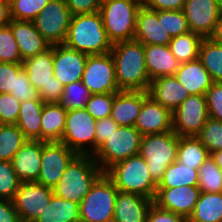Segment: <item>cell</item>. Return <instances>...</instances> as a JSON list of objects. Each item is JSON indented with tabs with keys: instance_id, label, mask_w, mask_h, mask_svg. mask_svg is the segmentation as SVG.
<instances>
[{
	"instance_id": "cell-1",
	"label": "cell",
	"mask_w": 222,
	"mask_h": 222,
	"mask_svg": "<svg viewBox=\"0 0 222 222\" xmlns=\"http://www.w3.org/2000/svg\"><path fill=\"white\" fill-rule=\"evenodd\" d=\"M110 53L115 62L119 90L148 91L151 81L145 63L144 44L136 40L116 42Z\"/></svg>"
},
{
	"instance_id": "cell-2",
	"label": "cell",
	"mask_w": 222,
	"mask_h": 222,
	"mask_svg": "<svg viewBox=\"0 0 222 222\" xmlns=\"http://www.w3.org/2000/svg\"><path fill=\"white\" fill-rule=\"evenodd\" d=\"M64 44L87 55L109 53L113 46L99 12L72 15Z\"/></svg>"
},
{
	"instance_id": "cell-3",
	"label": "cell",
	"mask_w": 222,
	"mask_h": 222,
	"mask_svg": "<svg viewBox=\"0 0 222 222\" xmlns=\"http://www.w3.org/2000/svg\"><path fill=\"white\" fill-rule=\"evenodd\" d=\"M103 173L93 156L77 155L53 187V194L80 204Z\"/></svg>"
},
{
	"instance_id": "cell-4",
	"label": "cell",
	"mask_w": 222,
	"mask_h": 222,
	"mask_svg": "<svg viewBox=\"0 0 222 222\" xmlns=\"http://www.w3.org/2000/svg\"><path fill=\"white\" fill-rule=\"evenodd\" d=\"M147 168L145 159L138 154L115 163L104 173L119 191L137 193L154 200L157 184Z\"/></svg>"
},
{
	"instance_id": "cell-5",
	"label": "cell",
	"mask_w": 222,
	"mask_h": 222,
	"mask_svg": "<svg viewBox=\"0 0 222 222\" xmlns=\"http://www.w3.org/2000/svg\"><path fill=\"white\" fill-rule=\"evenodd\" d=\"M141 6L135 0H102L99 13L112 44L134 40L137 14Z\"/></svg>"
},
{
	"instance_id": "cell-6",
	"label": "cell",
	"mask_w": 222,
	"mask_h": 222,
	"mask_svg": "<svg viewBox=\"0 0 222 222\" xmlns=\"http://www.w3.org/2000/svg\"><path fill=\"white\" fill-rule=\"evenodd\" d=\"M179 136L174 132L143 135L139 148L153 181L158 185L166 168L177 160Z\"/></svg>"
},
{
	"instance_id": "cell-7",
	"label": "cell",
	"mask_w": 222,
	"mask_h": 222,
	"mask_svg": "<svg viewBox=\"0 0 222 222\" xmlns=\"http://www.w3.org/2000/svg\"><path fill=\"white\" fill-rule=\"evenodd\" d=\"M118 191L103 173L79 204L80 219L84 222H113Z\"/></svg>"
},
{
	"instance_id": "cell-8",
	"label": "cell",
	"mask_w": 222,
	"mask_h": 222,
	"mask_svg": "<svg viewBox=\"0 0 222 222\" xmlns=\"http://www.w3.org/2000/svg\"><path fill=\"white\" fill-rule=\"evenodd\" d=\"M142 136L135 127L119 126L94 153L96 163L105 172L115 163L138 155Z\"/></svg>"
},
{
	"instance_id": "cell-9",
	"label": "cell",
	"mask_w": 222,
	"mask_h": 222,
	"mask_svg": "<svg viewBox=\"0 0 222 222\" xmlns=\"http://www.w3.org/2000/svg\"><path fill=\"white\" fill-rule=\"evenodd\" d=\"M96 121L86 108L68 110L61 142L77 155L93 156L96 152ZM86 143L92 145L91 149L86 150Z\"/></svg>"
},
{
	"instance_id": "cell-10",
	"label": "cell",
	"mask_w": 222,
	"mask_h": 222,
	"mask_svg": "<svg viewBox=\"0 0 222 222\" xmlns=\"http://www.w3.org/2000/svg\"><path fill=\"white\" fill-rule=\"evenodd\" d=\"M72 14L65 0H50L33 20L37 31L51 44H64Z\"/></svg>"
},
{
	"instance_id": "cell-11",
	"label": "cell",
	"mask_w": 222,
	"mask_h": 222,
	"mask_svg": "<svg viewBox=\"0 0 222 222\" xmlns=\"http://www.w3.org/2000/svg\"><path fill=\"white\" fill-rule=\"evenodd\" d=\"M82 83L91 94L117 93L115 62L111 53L88 55Z\"/></svg>"
},
{
	"instance_id": "cell-12",
	"label": "cell",
	"mask_w": 222,
	"mask_h": 222,
	"mask_svg": "<svg viewBox=\"0 0 222 222\" xmlns=\"http://www.w3.org/2000/svg\"><path fill=\"white\" fill-rule=\"evenodd\" d=\"M205 95H189L173 112V131L178 136H197L209 119Z\"/></svg>"
},
{
	"instance_id": "cell-13",
	"label": "cell",
	"mask_w": 222,
	"mask_h": 222,
	"mask_svg": "<svg viewBox=\"0 0 222 222\" xmlns=\"http://www.w3.org/2000/svg\"><path fill=\"white\" fill-rule=\"evenodd\" d=\"M77 154L61 141H42L40 174L37 183L52 188Z\"/></svg>"
},
{
	"instance_id": "cell-14",
	"label": "cell",
	"mask_w": 222,
	"mask_h": 222,
	"mask_svg": "<svg viewBox=\"0 0 222 222\" xmlns=\"http://www.w3.org/2000/svg\"><path fill=\"white\" fill-rule=\"evenodd\" d=\"M52 188L37 182H21L12 202L22 222H34L49 205Z\"/></svg>"
},
{
	"instance_id": "cell-15",
	"label": "cell",
	"mask_w": 222,
	"mask_h": 222,
	"mask_svg": "<svg viewBox=\"0 0 222 222\" xmlns=\"http://www.w3.org/2000/svg\"><path fill=\"white\" fill-rule=\"evenodd\" d=\"M189 30L209 38L222 13L214 0H186L183 7Z\"/></svg>"
},
{
	"instance_id": "cell-16",
	"label": "cell",
	"mask_w": 222,
	"mask_h": 222,
	"mask_svg": "<svg viewBox=\"0 0 222 222\" xmlns=\"http://www.w3.org/2000/svg\"><path fill=\"white\" fill-rule=\"evenodd\" d=\"M200 193L198 186L157 188L154 204L188 220L195 209Z\"/></svg>"
},
{
	"instance_id": "cell-17",
	"label": "cell",
	"mask_w": 222,
	"mask_h": 222,
	"mask_svg": "<svg viewBox=\"0 0 222 222\" xmlns=\"http://www.w3.org/2000/svg\"><path fill=\"white\" fill-rule=\"evenodd\" d=\"M87 54L67 47L53 45V75L64 86L82 80Z\"/></svg>"
},
{
	"instance_id": "cell-18",
	"label": "cell",
	"mask_w": 222,
	"mask_h": 222,
	"mask_svg": "<svg viewBox=\"0 0 222 222\" xmlns=\"http://www.w3.org/2000/svg\"><path fill=\"white\" fill-rule=\"evenodd\" d=\"M134 127L142 134H161L173 131L172 112L147 96Z\"/></svg>"
},
{
	"instance_id": "cell-19",
	"label": "cell",
	"mask_w": 222,
	"mask_h": 222,
	"mask_svg": "<svg viewBox=\"0 0 222 222\" xmlns=\"http://www.w3.org/2000/svg\"><path fill=\"white\" fill-rule=\"evenodd\" d=\"M172 37L162 25V10L139 8L134 40L144 45H169Z\"/></svg>"
},
{
	"instance_id": "cell-20",
	"label": "cell",
	"mask_w": 222,
	"mask_h": 222,
	"mask_svg": "<svg viewBox=\"0 0 222 222\" xmlns=\"http://www.w3.org/2000/svg\"><path fill=\"white\" fill-rule=\"evenodd\" d=\"M8 25L12 30L23 61L51 48V44L37 31L33 21L11 19Z\"/></svg>"
},
{
	"instance_id": "cell-21",
	"label": "cell",
	"mask_w": 222,
	"mask_h": 222,
	"mask_svg": "<svg viewBox=\"0 0 222 222\" xmlns=\"http://www.w3.org/2000/svg\"><path fill=\"white\" fill-rule=\"evenodd\" d=\"M42 140H27L11 160L21 182H37L40 174Z\"/></svg>"
},
{
	"instance_id": "cell-22",
	"label": "cell",
	"mask_w": 222,
	"mask_h": 222,
	"mask_svg": "<svg viewBox=\"0 0 222 222\" xmlns=\"http://www.w3.org/2000/svg\"><path fill=\"white\" fill-rule=\"evenodd\" d=\"M154 200L137 193L118 191L113 222H146Z\"/></svg>"
},
{
	"instance_id": "cell-23",
	"label": "cell",
	"mask_w": 222,
	"mask_h": 222,
	"mask_svg": "<svg viewBox=\"0 0 222 222\" xmlns=\"http://www.w3.org/2000/svg\"><path fill=\"white\" fill-rule=\"evenodd\" d=\"M148 96L173 112L188 96L182 83L174 76H162L150 82Z\"/></svg>"
},
{
	"instance_id": "cell-24",
	"label": "cell",
	"mask_w": 222,
	"mask_h": 222,
	"mask_svg": "<svg viewBox=\"0 0 222 222\" xmlns=\"http://www.w3.org/2000/svg\"><path fill=\"white\" fill-rule=\"evenodd\" d=\"M148 96L147 91L120 90L115 93L110 117L119 126H132L139 115L143 100Z\"/></svg>"
},
{
	"instance_id": "cell-25",
	"label": "cell",
	"mask_w": 222,
	"mask_h": 222,
	"mask_svg": "<svg viewBox=\"0 0 222 222\" xmlns=\"http://www.w3.org/2000/svg\"><path fill=\"white\" fill-rule=\"evenodd\" d=\"M145 63L150 81L162 76H174L180 63L169 45H144Z\"/></svg>"
},
{
	"instance_id": "cell-26",
	"label": "cell",
	"mask_w": 222,
	"mask_h": 222,
	"mask_svg": "<svg viewBox=\"0 0 222 222\" xmlns=\"http://www.w3.org/2000/svg\"><path fill=\"white\" fill-rule=\"evenodd\" d=\"M174 77L183 84L189 95H205L213 84L199 59L180 64Z\"/></svg>"
},
{
	"instance_id": "cell-27",
	"label": "cell",
	"mask_w": 222,
	"mask_h": 222,
	"mask_svg": "<svg viewBox=\"0 0 222 222\" xmlns=\"http://www.w3.org/2000/svg\"><path fill=\"white\" fill-rule=\"evenodd\" d=\"M30 83L37 89L45 87L52 81L53 45L46 52L32 56L22 62Z\"/></svg>"
},
{
	"instance_id": "cell-28",
	"label": "cell",
	"mask_w": 222,
	"mask_h": 222,
	"mask_svg": "<svg viewBox=\"0 0 222 222\" xmlns=\"http://www.w3.org/2000/svg\"><path fill=\"white\" fill-rule=\"evenodd\" d=\"M44 102L41 99L20 104L16 125L28 140H41V116Z\"/></svg>"
},
{
	"instance_id": "cell-29",
	"label": "cell",
	"mask_w": 222,
	"mask_h": 222,
	"mask_svg": "<svg viewBox=\"0 0 222 222\" xmlns=\"http://www.w3.org/2000/svg\"><path fill=\"white\" fill-rule=\"evenodd\" d=\"M67 111L58 103H44L41 116V140L61 141Z\"/></svg>"
},
{
	"instance_id": "cell-30",
	"label": "cell",
	"mask_w": 222,
	"mask_h": 222,
	"mask_svg": "<svg viewBox=\"0 0 222 222\" xmlns=\"http://www.w3.org/2000/svg\"><path fill=\"white\" fill-rule=\"evenodd\" d=\"M80 219L79 204L52 195L49 205L34 222H73Z\"/></svg>"
},
{
	"instance_id": "cell-31",
	"label": "cell",
	"mask_w": 222,
	"mask_h": 222,
	"mask_svg": "<svg viewBox=\"0 0 222 222\" xmlns=\"http://www.w3.org/2000/svg\"><path fill=\"white\" fill-rule=\"evenodd\" d=\"M211 154L196 136H179L177 161L198 170Z\"/></svg>"
},
{
	"instance_id": "cell-32",
	"label": "cell",
	"mask_w": 222,
	"mask_h": 222,
	"mask_svg": "<svg viewBox=\"0 0 222 222\" xmlns=\"http://www.w3.org/2000/svg\"><path fill=\"white\" fill-rule=\"evenodd\" d=\"M188 222H222V193H200Z\"/></svg>"
},
{
	"instance_id": "cell-33",
	"label": "cell",
	"mask_w": 222,
	"mask_h": 222,
	"mask_svg": "<svg viewBox=\"0 0 222 222\" xmlns=\"http://www.w3.org/2000/svg\"><path fill=\"white\" fill-rule=\"evenodd\" d=\"M198 177V170L182 165L176 160L166 168L157 188L198 186Z\"/></svg>"
},
{
	"instance_id": "cell-34",
	"label": "cell",
	"mask_w": 222,
	"mask_h": 222,
	"mask_svg": "<svg viewBox=\"0 0 222 222\" xmlns=\"http://www.w3.org/2000/svg\"><path fill=\"white\" fill-rule=\"evenodd\" d=\"M198 59L209 72L213 82H222V44L203 38Z\"/></svg>"
},
{
	"instance_id": "cell-35",
	"label": "cell",
	"mask_w": 222,
	"mask_h": 222,
	"mask_svg": "<svg viewBox=\"0 0 222 222\" xmlns=\"http://www.w3.org/2000/svg\"><path fill=\"white\" fill-rule=\"evenodd\" d=\"M203 38L194 32L173 37L169 43L172 54L180 64L198 59L199 47Z\"/></svg>"
},
{
	"instance_id": "cell-36",
	"label": "cell",
	"mask_w": 222,
	"mask_h": 222,
	"mask_svg": "<svg viewBox=\"0 0 222 222\" xmlns=\"http://www.w3.org/2000/svg\"><path fill=\"white\" fill-rule=\"evenodd\" d=\"M27 140L16 124H5L0 129V160L11 161Z\"/></svg>"
},
{
	"instance_id": "cell-37",
	"label": "cell",
	"mask_w": 222,
	"mask_h": 222,
	"mask_svg": "<svg viewBox=\"0 0 222 222\" xmlns=\"http://www.w3.org/2000/svg\"><path fill=\"white\" fill-rule=\"evenodd\" d=\"M198 176L201 193H222V170L211 156L198 169Z\"/></svg>"
},
{
	"instance_id": "cell-38",
	"label": "cell",
	"mask_w": 222,
	"mask_h": 222,
	"mask_svg": "<svg viewBox=\"0 0 222 222\" xmlns=\"http://www.w3.org/2000/svg\"><path fill=\"white\" fill-rule=\"evenodd\" d=\"M90 96L91 93L88 88L80 80L64 86L63 94L58 104L66 111L85 108Z\"/></svg>"
},
{
	"instance_id": "cell-39",
	"label": "cell",
	"mask_w": 222,
	"mask_h": 222,
	"mask_svg": "<svg viewBox=\"0 0 222 222\" xmlns=\"http://www.w3.org/2000/svg\"><path fill=\"white\" fill-rule=\"evenodd\" d=\"M11 19L33 21L50 0H9Z\"/></svg>"
},
{
	"instance_id": "cell-40",
	"label": "cell",
	"mask_w": 222,
	"mask_h": 222,
	"mask_svg": "<svg viewBox=\"0 0 222 222\" xmlns=\"http://www.w3.org/2000/svg\"><path fill=\"white\" fill-rule=\"evenodd\" d=\"M20 184L12 162L0 160V199L12 201Z\"/></svg>"
},
{
	"instance_id": "cell-41",
	"label": "cell",
	"mask_w": 222,
	"mask_h": 222,
	"mask_svg": "<svg viewBox=\"0 0 222 222\" xmlns=\"http://www.w3.org/2000/svg\"><path fill=\"white\" fill-rule=\"evenodd\" d=\"M0 62H23L17 42L9 25L0 27Z\"/></svg>"
},
{
	"instance_id": "cell-42",
	"label": "cell",
	"mask_w": 222,
	"mask_h": 222,
	"mask_svg": "<svg viewBox=\"0 0 222 222\" xmlns=\"http://www.w3.org/2000/svg\"><path fill=\"white\" fill-rule=\"evenodd\" d=\"M196 137L210 154L222 150V122L209 118Z\"/></svg>"
},
{
	"instance_id": "cell-43",
	"label": "cell",
	"mask_w": 222,
	"mask_h": 222,
	"mask_svg": "<svg viewBox=\"0 0 222 222\" xmlns=\"http://www.w3.org/2000/svg\"><path fill=\"white\" fill-rule=\"evenodd\" d=\"M115 93L91 94L86 104V110L96 120L108 118L111 115Z\"/></svg>"
},
{
	"instance_id": "cell-44",
	"label": "cell",
	"mask_w": 222,
	"mask_h": 222,
	"mask_svg": "<svg viewBox=\"0 0 222 222\" xmlns=\"http://www.w3.org/2000/svg\"><path fill=\"white\" fill-rule=\"evenodd\" d=\"M162 25L172 38L190 31L183 10H162Z\"/></svg>"
},
{
	"instance_id": "cell-45",
	"label": "cell",
	"mask_w": 222,
	"mask_h": 222,
	"mask_svg": "<svg viewBox=\"0 0 222 222\" xmlns=\"http://www.w3.org/2000/svg\"><path fill=\"white\" fill-rule=\"evenodd\" d=\"M10 94L14 95L21 103L40 99L37 89L30 83L24 68L15 76L14 91H11Z\"/></svg>"
},
{
	"instance_id": "cell-46",
	"label": "cell",
	"mask_w": 222,
	"mask_h": 222,
	"mask_svg": "<svg viewBox=\"0 0 222 222\" xmlns=\"http://www.w3.org/2000/svg\"><path fill=\"white\" fill-rule=\"evenodd\" d=\"M21 102L9 93H0V117L5 124H16Z\"/></svg>"
},
{
	"instance_id": "cell-47",
	"label": "cell",
	"mask_w": 222,
	"mask_h": 222,
	"mask_svg": "<svg viewBox=\"0 0 222 222\" xmlns=\"http://www.w3.org/2000/svg\"><path fill=\"white\" fill-rule=\"evenodd\" d=\"M205 97L209 117L222 122V82H213Z\"/></svg>"
},
{
	"instance_id": "cell-48",
	"label": "cell",
	"mask_w": 222,
	"mask_h": 222,
	"mask_svg": "<svg viewBox=\"0 0 222 222\" xmlns=\"http://www.w3.org/2000/svg\"><path fill=\"white\" fill-rule=\"evenodd\" d=\"M23 69L22 63L0 62V93L14 91L15 76Z\"/></svg>"
},
{
	"instance_id": "cell-49",
	"label": "cell",
	"mask_w": 222,
	"mask_h": 222,
	"mask_svg": "<svg viewBox=\"0 0 222 222\" xmlns=\"http://www.w3.org/2000/svg\"><path fill=\"white\" fill-rule=\"evenodd\" d=\"M72 15L99 12L102 0H65Z\"/></svg>"
},
{
	"instance_id": "cell-50",
	"label": "cell",
	"mask_w": 222,
	"mask_h": 222,
	"mask_svg": "<svg viewBox=\"0 0 222 222\" xmlns=\"http://www.w3.org/2000/svg\"><path fill=\"white\" fill-rule=\"evenodd\" d=\"M63 90L64 85L53 76L52 81L48 85L38 90V95L44 103H58Z\"/></svg>"
},
{
	"instance_id": "cell-51",
	"label": "cell",
	"mask_w": 222,
	"mask_h": 222,
	"mask_svg": "<svg viewBox=\"0 0 222 222\" xmlns=\"http://www.w3.org/2000/svg\"><path fill=\"white\" fill-rule=\"evenodd\" d=\"M119 125L113 118H103L96 121V150L108 139V137L115 132Z\"/></svg>"
},
{
	"instance_id": "cell-52",
	"label": "cell",
	"mask_w": 222,
	"mask_h": 222,
	"mask_svg": "<svg viewBox=\"0 0 222 222\" xmlns=\"http://www.w3.org/2000/svg\"><path fill=\"white\" fill-rule=\"evenodd\" d=\"M146 222H188L181 215L175 214L172 211H167L159 208L156 204H152L149 209Z\"/></svg>"
},
{
	"instance_id": "cell-53",
	"label": "cell",
	"mask_w": 222,
	"mask_h": 222,
	"mask_svg": "<svg viewBox=\"0 0 222 222\" xmlns=\"http://www.w3.org/2000/svg\"><path fill=\"white\" fill-rule=\"evenodd\" d=\"M186 0H146L143 6L150 10H183Z\"/></svg>"
},
{
	"instance_id": "cell-54",
	"label": "cell",
	"mask_w": 222,
	"mask_h": 222,
	"mask_svg": "<svg viewBox=\"0 0 222 222\" xmlns=\"http://www.w3.org/2000/svg\"><path fill=\"white\" fill-rule=\"evenodd\" d=\"M0 222H22L11 200L0 199Z\"/></svg>"
},
{
	"instance_id": "cell-55",
	"label": "cell",
	"mask_w": 222,
	"mask_h": 222,
	"mask_svg": "<svg viewBox=\"0 0 222 222\" xmlns=\"http://www.w3.org/2000/svg\"><path fill=\"white\" fill-rule=\"evenodd\" d=\"M10 2L9 0H0V27L10 23Z\"/></svg>"
},
{
	"instance_id": "cell-56",
	"label": "cell",
	"mask_w": 222,
	"mask_h": 222,
	"mask_svg": "<svg viewBox=\"0 0 222 222\" xmlns=\"http://www.w3.org/2000/svg\"><path fill=\"white\" fill-rule=\"evenodd\" d=\"M212 41L222 44V13L219 20L214 28L213 33L209 37Z\"/></svg>"
},
{
	"instance_id": "cell-57",
	"label": "cell",
	"mask_w": 222,
	"mask_h": 222,
	"mask_svg": "<svg viewBox=\"0 0 222 222\" xmlns=\"http://www.w3.org/2000/svg\"><path fill=\"white\" fill-rule=\"evenodd\" d=\"M211 157L222 170V150L214 151L213 153H211Z\"/></svg>"
},
{
	"instance_id": "cell-58",
	"label": "cell",
	"mask_w": 222,
	"mask_h": 222,
	"mask_svg": "<svg viewBox=\"0 0 222 222\" xmlns=\"http://www.w3.org/2000/svg\"><path fill=\"white\" fill-rule=\"evenodd\" d=\"M214 1L222 9V0H214Z\"/></svg>"
},
{
	"instance_id": "cell-59",
	"label": "cell",
	"mask_w": 222,
	"mask_h": 222,
	"mask_svg": "<svg viewBox=\"0 0 222 222\" xmlns=\"http://www.w3.org/2000/svg\"><path fill=\"white\" fill-rule=\"evenodd\" d=\"M5 125V123L2 121L1 117H0V129Z\"/></svg>"
},
{
	"instance_id": "cell-60",
	"label": "cell",
	"mask_w": 222,
	"mask_h": 222,
	"mask_svg": "<svg viewBox=\"0 0 222 222\" xmlns=\"http://www.w3.org/2000/svg\"><path fill=\"white\" fill-rule=\"evenodd\" d=\"M135 1H137V2H139L141 5H143L146 0H135Z\"/></svg>"
},
{
	"instance_id": "cell-61",
	"label": "cell",
	"mask_w": 222,
	"mask_h": 222,
	"mask_svg": "<svg viewBox=\"0 0 222 222\" xmlns=\"http://www.w3.org/2000/svg\"><path fill=\"white\" fill-rule=\"evenodd\" d=\"M73 222H84V221H82L81 219H79V220H77V221H73Z\"/></svg>"
}]
</instances>
